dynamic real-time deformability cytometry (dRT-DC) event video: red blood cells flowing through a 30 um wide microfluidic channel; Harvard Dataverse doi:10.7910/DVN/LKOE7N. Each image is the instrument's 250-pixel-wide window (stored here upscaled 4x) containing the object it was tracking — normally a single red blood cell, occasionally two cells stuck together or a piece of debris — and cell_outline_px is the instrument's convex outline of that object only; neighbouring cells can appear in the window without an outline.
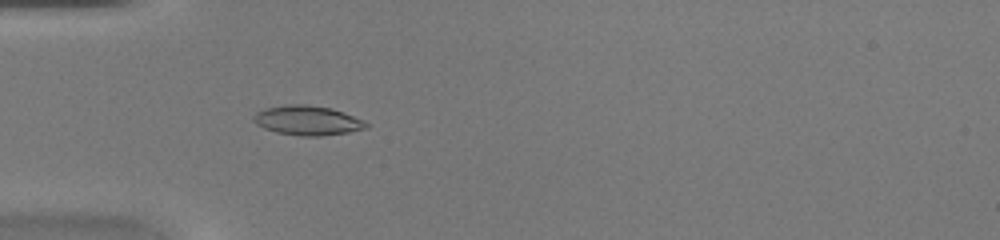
{"species": "common noctule bat (a hibernating species)", "species_latin": "Nyctalus noctula", "temperature_condition": "warm", "stored_images_in_passage": 45, "camera_frame_rate_fps": 3000, "um_per_image_px": 0.085, "animal": {"sex": "female", "body_mass_g": 20.0, "forearm_length_mm": 54.0}, "frame": {"image": 1, "passage_image": 15, "time_ms": 4.667, "image_size_px": [1000, 240], "cell_outline_px": [[372, 124], [368, 128], [348, 132], [320, 136], [300, 136], [276, 132], [264, 128], [256, 124], [252, 120], [252, 116], [256, 112], [268, 108], [288, 104], [304, 104], [332, 108], [344, 112], [364, 120]], "centroid_in_image_um": [26.17, 10.24], "position_along_channel_um": 58.8, "area_um2": 19.54}}
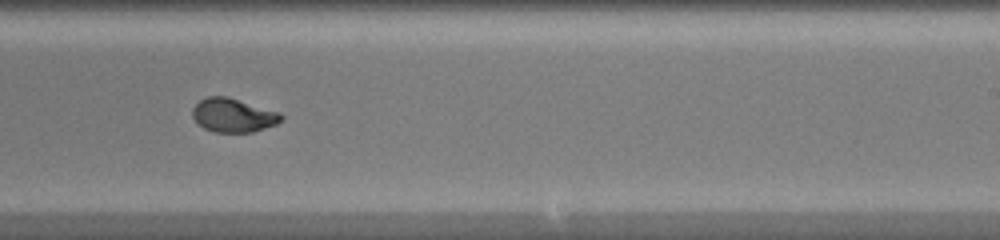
{"frame": {"image": 2, "passage_image": 29, "time_ms": 9.333, "image_size_px": [1000, 240], "cell_outline_px": [[284, 116], [276, 124], [252, 132], [216, 132], [204, 128], [192, 116], [192, 108], [200, 100], [208, 96], [228, 96], [280, 112]], "centroid_in_image_um": [19.83, 9.78], "position_along_channel_um": 269.2, "area_um2": 17.4}}
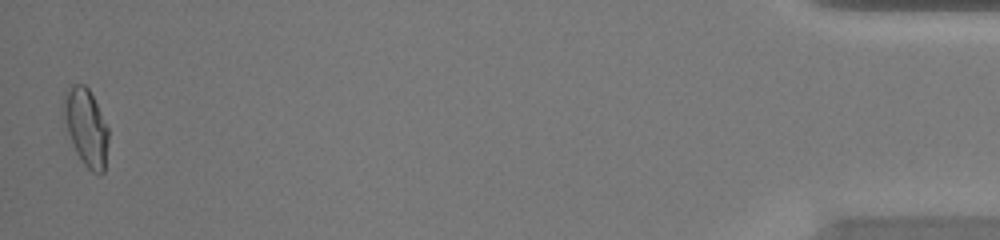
{"frame": {"image": 3, "passage_image": 45, "time_ms": 14.667, "image_size_px": [1000, 240], "cell_outline_px": [[108, 140], [104, 172], [100, 176], [92, 172], [80, 160], [76, 152], [68, 132], [64, 120], [64, 92], [72, 84], [84, 84], [88, 88], [108, 128]], "centroid_in_image_um": [7.32, 10.84], "position_along_channel_um": 427.9, "area_um2": 19.88}}